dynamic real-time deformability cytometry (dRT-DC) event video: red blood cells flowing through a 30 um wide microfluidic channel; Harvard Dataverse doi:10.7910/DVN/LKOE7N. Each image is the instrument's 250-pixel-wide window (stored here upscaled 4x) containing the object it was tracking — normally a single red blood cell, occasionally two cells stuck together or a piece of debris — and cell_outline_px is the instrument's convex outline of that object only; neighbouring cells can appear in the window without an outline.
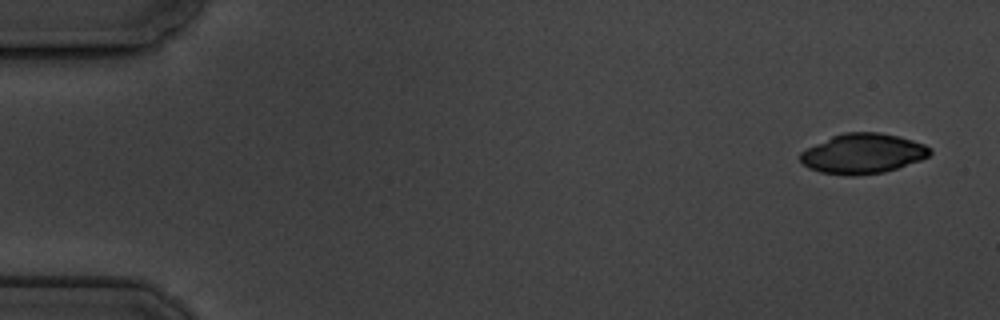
{"species": "common noctule bat (a hibernating species)", "species_latin": "Nyctalus noctula", "temperature_condition": "cold", "stored_images_in_passage": 5, "camera_frame_rate_fps": 3000, "um_per_image_px": 0.085, "animal": {"sex": "male", "body_mass_g": 19.5, "forearm_length_mm": 54.6}, "frame": {"image": 1, "passage_image": 1, "time_ms": 0.0, "image_size_px": [1000, 320], "cell_outline_px": [[932, 152], [928, 156], [920, 160], [884, 172], [856, 176], [848, 176], [820, 172], [808, 168], [800, 160], [800, 152], [832, 136], [844, 132], [880, 132], [900, 136], [924, 144], [932, 148]], "centroid_in_image_um": [73.35, 13.05], "position_along_channel_um": 11.7, "area_um2": 30.23}}